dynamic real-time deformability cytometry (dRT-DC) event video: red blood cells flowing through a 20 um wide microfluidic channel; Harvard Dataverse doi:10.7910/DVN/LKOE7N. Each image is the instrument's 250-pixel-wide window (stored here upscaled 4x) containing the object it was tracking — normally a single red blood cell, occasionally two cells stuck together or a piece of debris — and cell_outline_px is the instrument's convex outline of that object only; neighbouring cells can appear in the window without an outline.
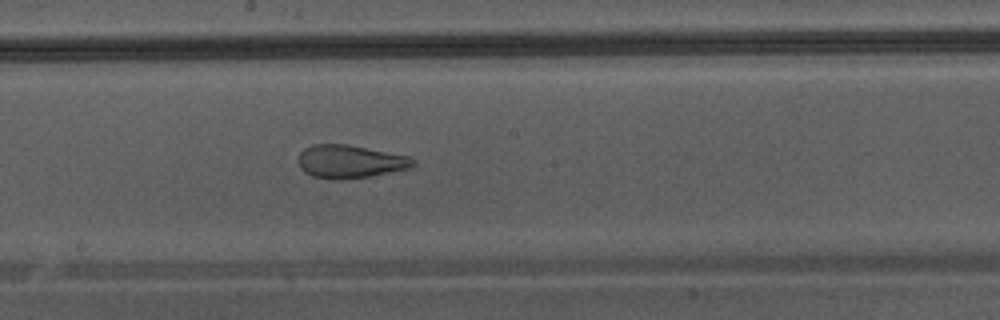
{"species": "Egyptian fruit bat (a non-hibernating species)", "species_latin": "Rousettus aegyptiacus", "temperature_condition": "warm", "stored_images_in_passage": 48, "camera_frame_rate_fps": 3000, "um_per_image_px": 0.085, "animal": {"sex": "male"}, "frame": {"image": 1, "passage_image": 28, "time_ms": 9.0, "image_size_px": [1000, 320], "cell_outline_px": [[416, 164], [412, 168], [368, 176], [340, 180], [312, 176], [304, 172], [300, 168], [296, 160], [300, 152], [304, 148], [312, 144], [348, 144], [408, 156], [416, 160]], "centroid_in_image_um": [29.73, 13.72], "position_along_channel_um": 218.5, "area_um2": 22.31}}
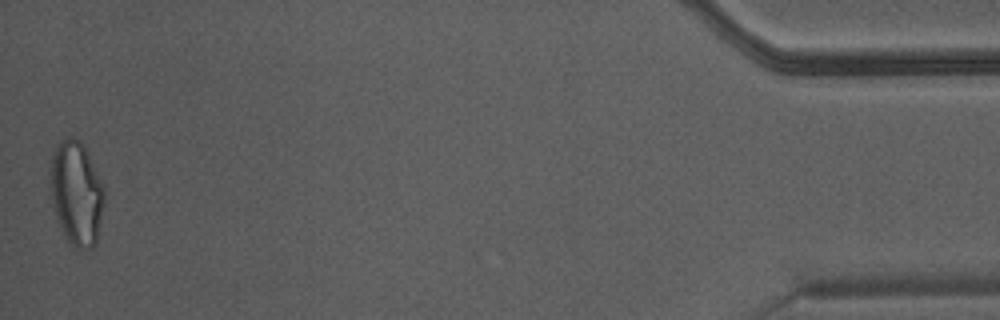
{"frame": {"image": 2, "passage_image": 48, "time_ms": 15.667, "image_size_px": [1000, 320], "cell_outline_px": [[104, 200], [96, 244], [92, 248], [76, 248], [68, 240], [56, 220], [52, 192], [52, 156], [56, 148], [64, 136], [72, 136], [80, 140], [84, 144], [104, 188]], "centroid_in_image_um": [6.52, 16.41], "position_along_channel_um": 428.7, "area_um2": 32.08}}